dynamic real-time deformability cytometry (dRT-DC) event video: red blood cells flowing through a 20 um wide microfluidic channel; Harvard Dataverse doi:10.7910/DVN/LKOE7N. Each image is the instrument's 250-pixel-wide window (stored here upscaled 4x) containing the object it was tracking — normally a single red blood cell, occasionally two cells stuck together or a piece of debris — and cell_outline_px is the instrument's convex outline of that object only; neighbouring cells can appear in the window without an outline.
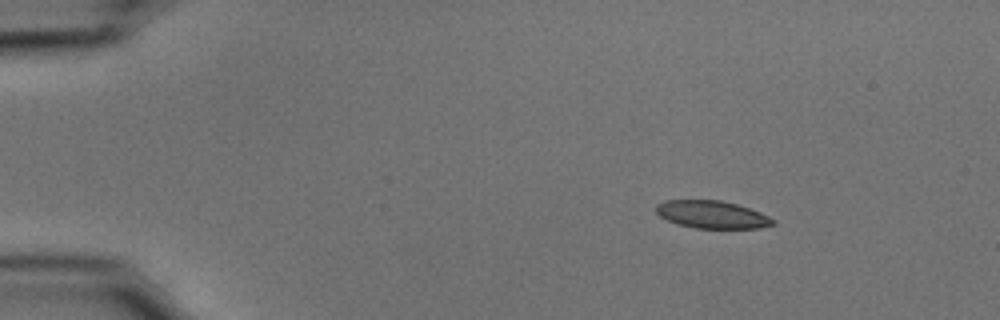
{"species": "common noctule bat (a hibernating species)", "species_latin": "Nyctalus noctula", "temperature_condition": "cold", "stored_images_in_passage": 47, "camera_frame_rate_fps": 3000, "um_per_image_px": 0.085, "animal": {"sex": "male", "body_mass_g": 15.6}, "frame": {"image": 1, "passage_image": 1, "time_ms": 0.0, "image_size_px": [1000, 320], "cell_outline_px": [[776, 224], [760, 228], [696, 228], [676, 224], [660, 216], [656, 212], [656, 204], [664, 200], [720, 200], [736, 204], [760, 212], [776, 220]], "centroid_in_image_um": [60.52, 18.24], "position_along_channel_um": 24.5, "area_um2": 18.84}}
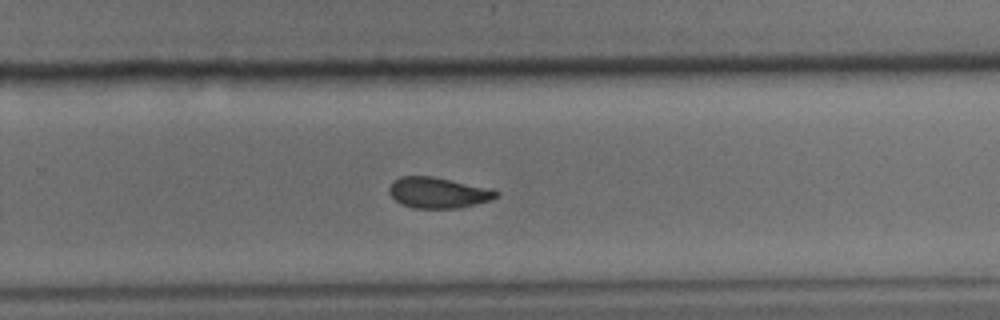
{"frame": {"image": 2, "passage_image": 29, "time_ms": 9.333, "image_size_px": [1000, 320], "cell_outline_px": [[500, 192], [492, 200], [476, 204], [456, 208], [412, 208], [400, 204], [388, 192], [388, 188], [392, 180], [400, 176], [432, 176], [488, 188]], "centroid_in_image_um": [37.19, 16.38], "position_along_channel_um": 292.6, "area_um2": 19.19}}
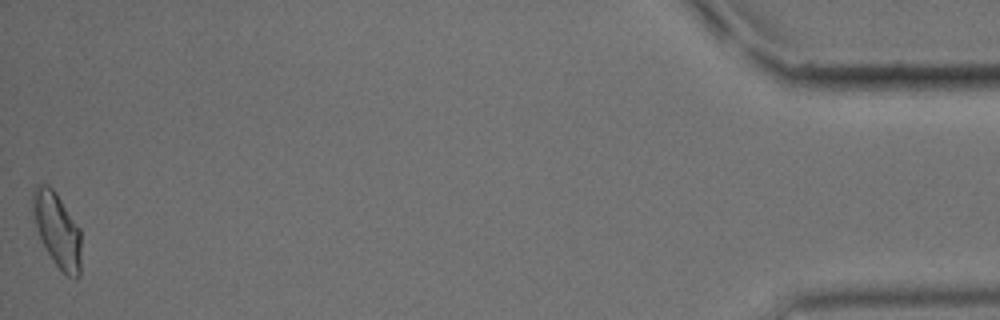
{"frame": {"image": 3, "passage_image": 47, "time_ms": 15.333, "image_size_px": [1000, 320], "cell_outline_px": [[80, 276], [68, 276], [52, 260], [40, 236], [32, 212], [32, 192], [36, 184], [48, 184], [56, 192], [80, 228]], "centroid_in_image_um": [4.85, 19.48], "position_along_channel_um": 430.3, "area_um2": 20.69}, "authors_computed_cell_mechanics": {"area_um2": 19.8832, "velocity_mm_per_s": 3.739, "shape_relaxation_time_tau1_ms": 8.8232, "shape_relaxation_time_tau2_ms": 2.9782, "deformation_change_tau1": 0.1975, "deformation_change_tau2": 0.0892}}